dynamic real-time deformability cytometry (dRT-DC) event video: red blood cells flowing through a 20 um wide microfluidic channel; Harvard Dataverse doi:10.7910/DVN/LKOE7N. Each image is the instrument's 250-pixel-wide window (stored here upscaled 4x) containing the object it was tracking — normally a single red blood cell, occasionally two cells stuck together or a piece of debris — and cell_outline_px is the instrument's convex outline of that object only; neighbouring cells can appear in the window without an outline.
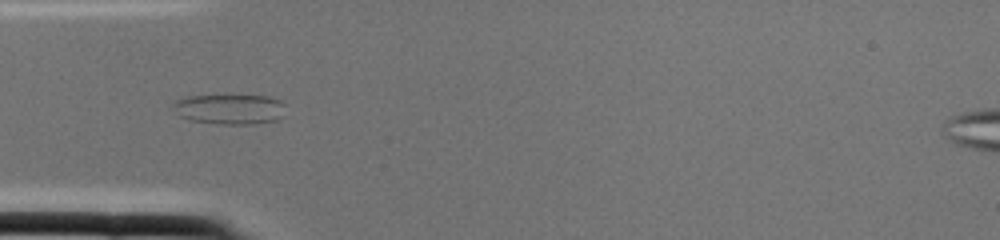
{"species": "common noctule bat (a hibernating species)", "species_latin": "Nyctalus noctula", "temperature_condition": "cold", "stored_images_in_passage": 2, "camera_frame_rate_fps": 3000, "um_per_image_px": 0.085, "animal": {"sex": "female", "body_mass_g": 22.0, "forearm_length_mm": 56.7}, "frame": {"image": 1, "passage_image": 2, "time_ms": 0.333, "image_size_px": [1000, 240], "cell_outline_px": [[284, 116], [276, 120], [252, 124], [220, 124], [188, 120], [180, 116], [172, 104], [176, 100], [188, 96], [268, 96], [280, 100], [284, 104]], "centroid_in_image_um": [19.55, 9.29], "position_along_channel_um": 65.4, "area_um2": 19.65}}